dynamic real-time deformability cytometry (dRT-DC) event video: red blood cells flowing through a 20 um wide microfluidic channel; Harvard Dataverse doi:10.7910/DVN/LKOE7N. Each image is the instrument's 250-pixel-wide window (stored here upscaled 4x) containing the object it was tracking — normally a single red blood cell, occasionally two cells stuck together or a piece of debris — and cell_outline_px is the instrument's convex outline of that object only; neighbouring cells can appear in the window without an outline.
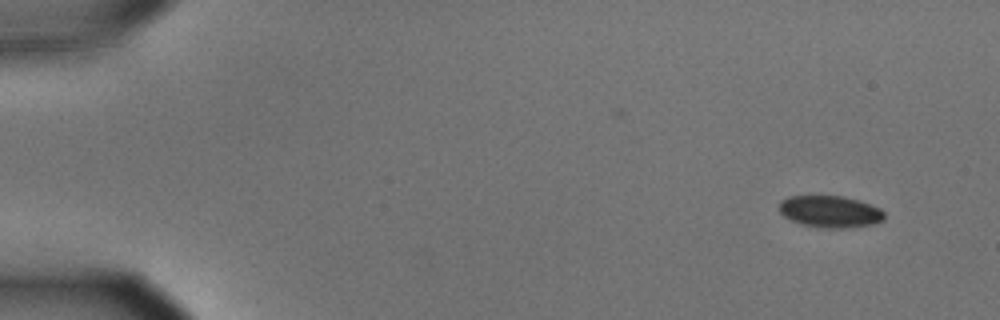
{"species": "common noctule bat (a hibernating species)", "species_latin": "Nyctalus noctula", "temperature_condition": "cold", "stored_images_in_passage": 54, "camera_frame_rate_fps": 3000, "um_per_image_px": 0.085, "animal": {"sex": "male", "body_mass_g": 15.6}, "frame": {"image": 1, "passage_image": 1, "time_ms": 0.0, "image_size_px": [1000, 320], "cell_outline_px": [[884, 220], [872, 224], [844, 228], [820, 228], [800, 224], [784, 216], [780, 212], [780, 200], [788, 196], [844, 196], [860, 200], [880, 208], [884, 212]], "centroid_in_image_um": [70.56, 17.98], "position_along_channel_um": 14.4, "area_um2": 19.59}}
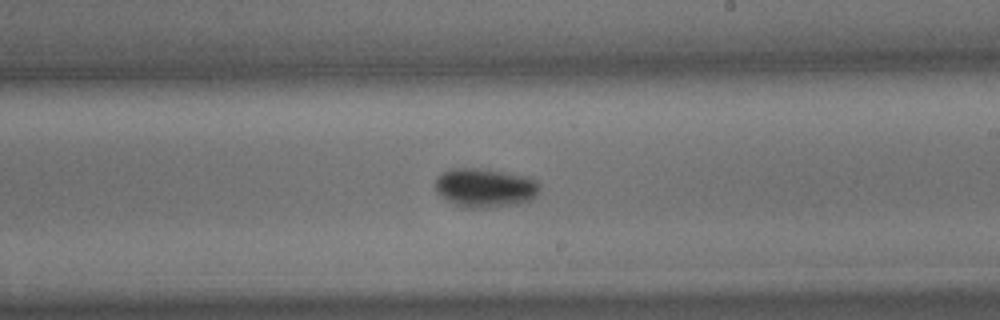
{"frame": {"image": 2, "passage_image": 31, "time_ms": 10.0, "image_size_px": [1000, 320], "cell_outline_px": [[540, 188], [536, 196], [532, 200], [516, 204], [492, 208], [464, 208], [448, 200], [436, 192], [436, 176], [440, 172], [452, 168], [476, 168], [508, 172], [528, 176], [536, 180], [540, 184]], "centroid_in_image_um": [41.25, 15.96], "position_along_channel_um": 247.8, "area_um2": 24.1}}
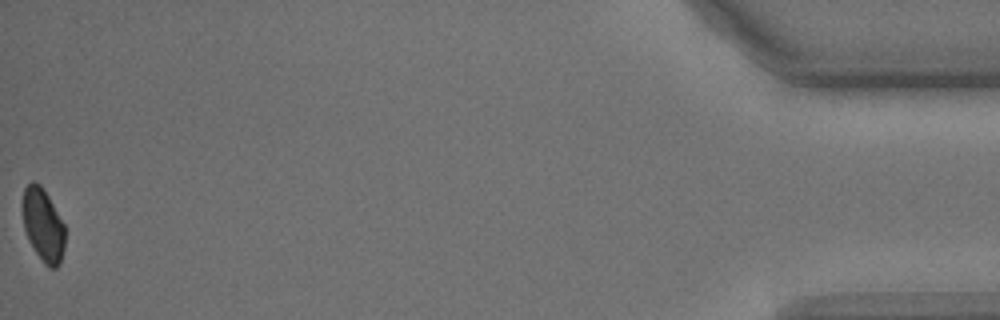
{"frame": {"image": 3, "passage_image": 54, "time_ms": 17.667, "image_size_px": [1000, 320], "cell_outline_px": [[64, 248], [60, 264], [56, 268], [48, 268], [44, 264], [28, 240], [24, 228], [20, 204], [24, 188], [32, 180], [40, 184], [48, 196], [64, 224]], "centroid_in_image_um": [3.62, 19.11], "position_along_channel_um": 431.6, "area_um2": 18.32}, "authors_computed_cell_mechanics": {"area_um2": 21.1837, "velocity_mm_per_s": 3.5609, "shape_relaxation_time_tau1_ms": 4.4351, "shape_relaxation_time_tau2_ms": null, "deformation_change_tau1": 0.0761, "deformation_change_tau2": null}}